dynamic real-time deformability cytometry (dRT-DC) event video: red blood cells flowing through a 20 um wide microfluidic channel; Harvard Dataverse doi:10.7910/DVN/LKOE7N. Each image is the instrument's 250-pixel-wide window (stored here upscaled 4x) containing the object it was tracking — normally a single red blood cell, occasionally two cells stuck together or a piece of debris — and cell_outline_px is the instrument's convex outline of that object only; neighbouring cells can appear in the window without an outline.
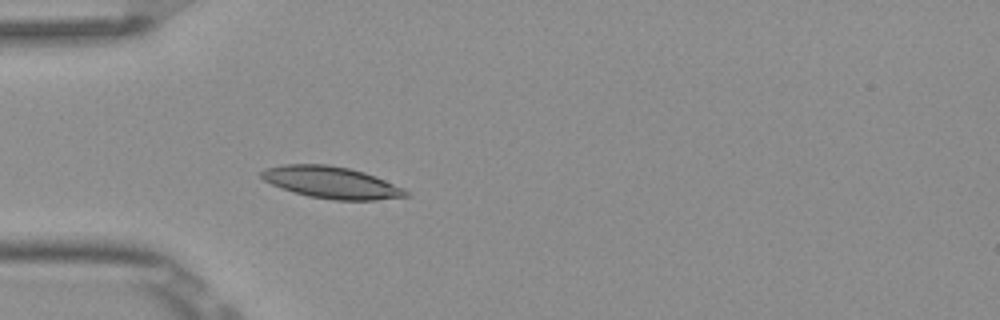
{"species": "Egyptian fruit bat (a non-hibernating species)", "species_latin": "Rousettus aegyptiacus", "temperature_condition": "room temperature", "stored_images_in_passage": 5, "camera_frame_rate_fps": 3000, "um_per_image_px": 0.085, "frame": {"image": 1, "passage_image": 5, "time_ms": 1.333, "image_size_px": [1000, 320], "cell_outline_px": [[408, 196], [376, 200], [336, 200], [308, 196], [272, 184], [264, 180], [260, 176], [260, 172], [264, 168], [284, 164], [328, 164], [348, 168], [364, 172], [376, 176], [404, 188], [408, 192]], "centroid_in_image_um": [28.18, 15.5], "position_along_channel_um": 56.8, "area_um2": 26.65}}